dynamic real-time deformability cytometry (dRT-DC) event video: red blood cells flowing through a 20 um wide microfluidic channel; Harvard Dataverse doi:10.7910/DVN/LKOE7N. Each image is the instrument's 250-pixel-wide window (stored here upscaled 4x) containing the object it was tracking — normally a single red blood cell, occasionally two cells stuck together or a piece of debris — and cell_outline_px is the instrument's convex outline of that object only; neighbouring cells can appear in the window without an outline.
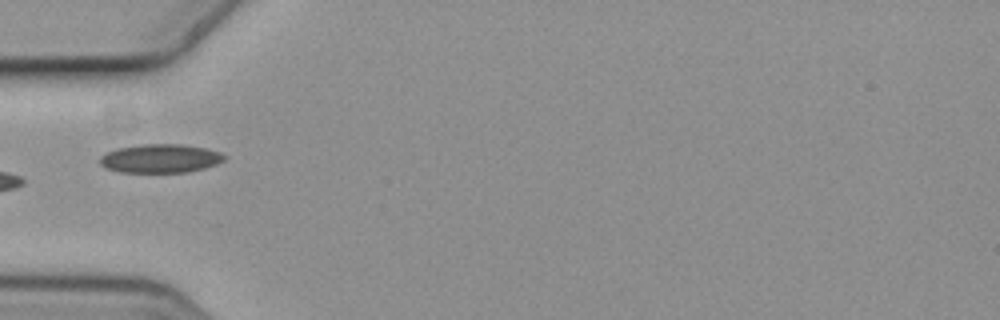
{"species": "common noctule bat (a hibernating species)", "species_latin": "Nyctalus noctula", "temperature_condition": "cold", "stored_images_in_passage": 3, "camera_frame_rate_fps": 3000, "um_per_image_px": 0.085, "animal": {"sex": "female", "body_mass_g": 19.3, "forearm_length_mm": 54.1}, "frame": {"image": 1, "passage_image": 1, "time_ms": 0.0, "image_size_px": [1000, 320], "cell_outline_px": [[228, 156], [224, 160], [216, 164], [204, 168], [188, 172], [120, 172], [104, 168], [100, 164], [100, 156], [104, 152], [116, 148], [140, 144], [184, 144], [204, 148], [220, 152]], "centroid_in_image_um": [13.6, 13.46], "position_along_channel_um": 71.4, "area_um2": 21.04}}
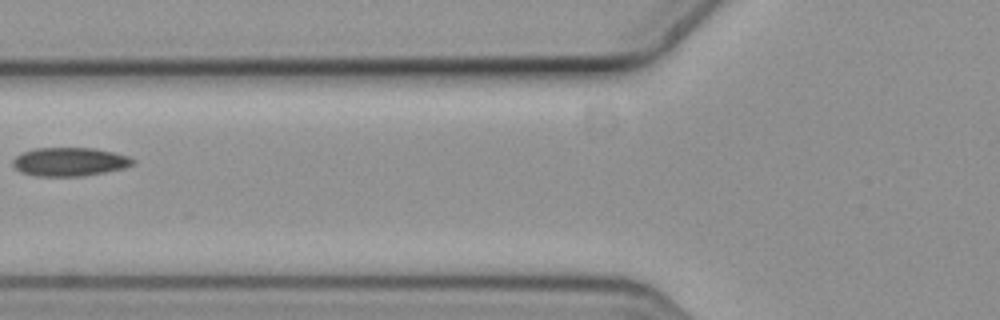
{"frame": {"image": 2, "passage_image": 2, "time_ms": 0.333, "image_size_px": [1000, 320], "cell_outline_px": [[136, 164], [124, 168], [84, 176], [36, 176], [20, 172], [12, 164], [12, 160], [16, 156], [24, 152], [36, 148], [96, 148], [128, 156], [136, 160]], "centroid_in_image_um": [5.94, 13.75], "position_along_channel_um": 119.9, "area_um2": 20.06}}
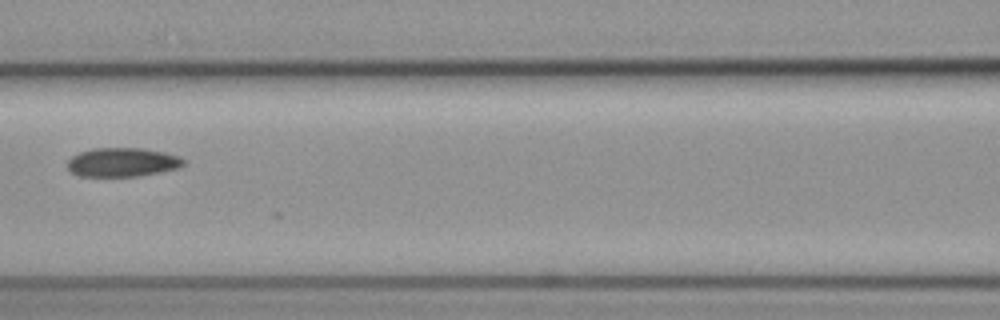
{"frame": {"image": 3, "passage_image": 3, "time_ms": 0.667, "image_size_px": [1000, 320], "cell_outline_px": [[188, 160], [180, 168], [140, 176], [80, 176], [72, 172], [68, 168], [68, 160], [72, 156], [80, 152], [92, 148], [144, 148], [164, 152], [180, 156]], "centroid_in_image_um": [10.46, 13.78], "position_along_channel_um": 156.1, "area_um2": 19.77}}